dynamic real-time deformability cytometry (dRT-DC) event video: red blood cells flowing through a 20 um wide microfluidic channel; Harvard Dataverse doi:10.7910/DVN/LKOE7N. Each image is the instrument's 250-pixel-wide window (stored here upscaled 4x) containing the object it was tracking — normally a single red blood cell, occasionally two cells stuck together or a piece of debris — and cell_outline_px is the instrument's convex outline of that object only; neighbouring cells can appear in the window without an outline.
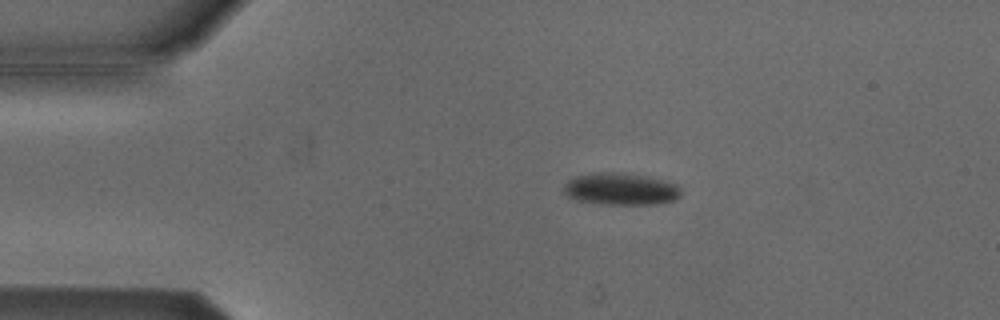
{"species": "Egyptian fruit bat (a non-hibernating species)", "species_latin": "Rousettus aegyptiacus", "temperature_condition": "cold", "stored_images_in_passage": 5, "camera_frame_rate_fps": 3000, "um_per_image_px": 0.085, "animal": {"sex": "male"}, "frame": {"image": 1, "passage_image": 3, "time_ms": 0.667, "image_size_px": [1000, 320], "cell_outline_px": [[680, 196], [672, 200], [656, 204], [608, 204], [576, 200], [568, 196], [564, 192], [564, 184], [568, 180], [576, 176], [592, 172], [612, 172], [644, 176], [664, 180], [676, 184], [680, 188]], "centroid_in_image_um": [52.73, 16.06], "position_along_channel_um": 32.3, "area_um2": 21.68}}